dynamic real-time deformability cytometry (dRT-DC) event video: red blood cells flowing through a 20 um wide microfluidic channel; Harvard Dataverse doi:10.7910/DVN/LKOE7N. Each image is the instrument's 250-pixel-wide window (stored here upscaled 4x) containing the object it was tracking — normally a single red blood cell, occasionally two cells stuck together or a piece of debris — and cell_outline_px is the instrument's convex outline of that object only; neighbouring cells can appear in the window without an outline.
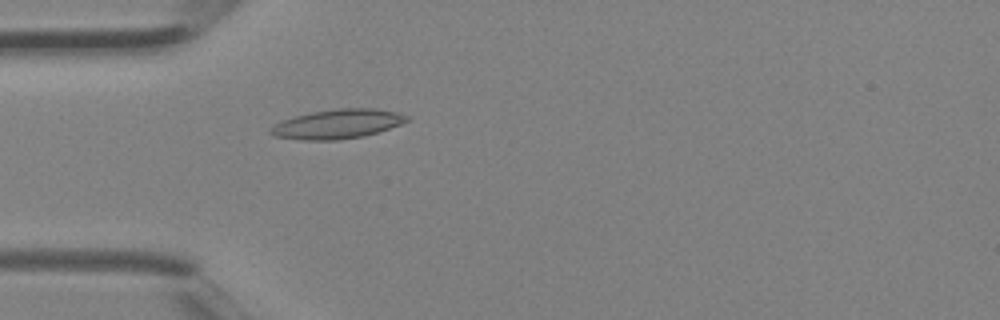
{"species": "Egyptian fruit bat (a non-hibernating species)", "species_latin": "Rousettus aegyptiacus", "temperature_condition": "room temperature", "stored_images_in_passage": 3, "camera_frame_rate_fps": 3000, "um_per_image_px": 0.085, "animal": {"sex": "female"}, "frame": {"image": 1, "passage_image": 3, "time_ms": 0.667, "image_size_px": [1000, 320], "cell_outline_px": [[408, 120], [400, 124], [364, 136], [336, 140], [304, 140], [272, 136], [268, 132], [268, 128], [284, 120], [296, 116], [312, 112], [336, 108], [372, 108], [396, 112], [408, 116]], "centroid_in_image_um": [28.64, 10.54], "position_along_channel_um": 56.4, "area_um2": 23.06}}